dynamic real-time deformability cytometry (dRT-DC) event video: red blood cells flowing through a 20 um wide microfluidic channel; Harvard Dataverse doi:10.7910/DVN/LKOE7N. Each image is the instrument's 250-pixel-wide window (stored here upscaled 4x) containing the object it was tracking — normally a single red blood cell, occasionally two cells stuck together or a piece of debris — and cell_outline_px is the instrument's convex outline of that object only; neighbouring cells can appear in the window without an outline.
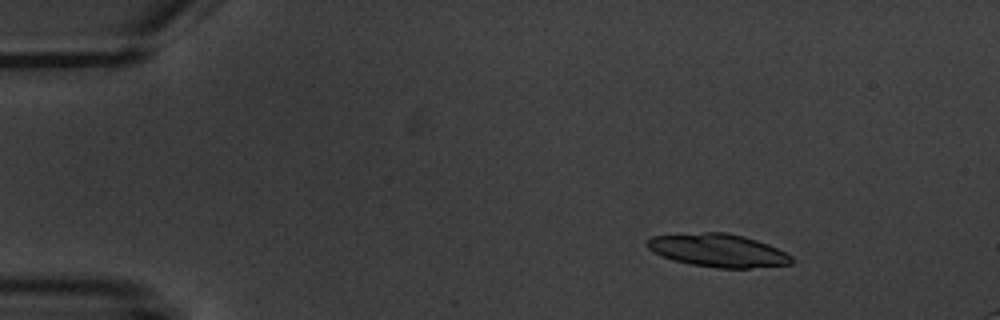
{"species": "common noctule bat (a hibernating species)", "species_latin": "Nyctalus noctula", "temperature_condition": "warm", "stored_images_in_passage": 5, "camera_frame_rate_fps": 3000, "um_per_image_px": 0.085, "animal": {"sex": "male", "body_mass_g": 20.1, "forearm_length_mm": 53.5}, "frame": {"image": 1, "passage_image": 2, "time_ms": 1.0, "image_size_px": [1000, 320], "cell_outline_px": [[792, 264], [748, 268], [720, 268], [692, 264], [676, 260], [664, 256], [648, 248], [648, 240], [652, 236], [704, 232], [728, 232], [744, 236], [768, 244], [792, 256]], "centroid_in_image_um": [61.08, 21.27], "position_along_channel_um": 23.9, "area_um2": 27.34}}